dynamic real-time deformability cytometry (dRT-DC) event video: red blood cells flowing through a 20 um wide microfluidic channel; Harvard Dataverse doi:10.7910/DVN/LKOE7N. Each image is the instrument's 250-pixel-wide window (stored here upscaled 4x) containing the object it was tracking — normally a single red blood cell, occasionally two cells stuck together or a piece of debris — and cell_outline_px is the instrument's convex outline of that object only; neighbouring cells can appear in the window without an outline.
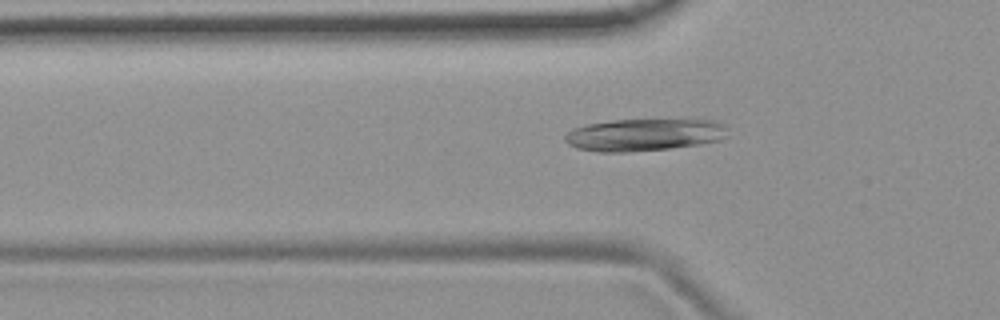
{"species": "common noctule bat (a hibernating species)", "species_latin": "Nyctalus noctula", "temperature_condition": "room temperature", "stored_images_in_passage": 41, "camera_frame_rate_fps": 3000, "um_per_image_px": 0.085, "animal": {"sex": "female", "body_mass_g": 19.9}, "frame": {"image": 1, "passage_image": 6, "time_ms": 1.667, "image_size_px": [1000, 320], "cell_outline_px": [[724, 136], [720, 140], [700, 144], [668, 148], [628, 152], [596, 152], [576, 148], [568, 144], [564, 140], [564, 136], [572, 128], [588, 124], [612, 120], [716, 120], [724, 124]], "centroid_in_image_um": [54.68, 11.46], "position_along_channel_um": 71.1, "area_um2": 30.4}}
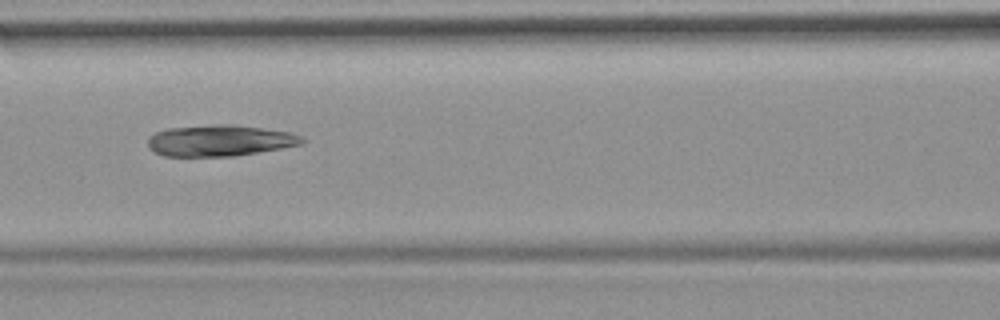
{"frame": {"image": 2, "passage_image": 12, "time_ms": 3.667, "image_size_px": [1000, 320], "cell_outline_px": [[304, 140], [300, 144], [280, 148], [232, 156], [164, 156], [152, 152], [148, 148], [148, 136], [156, 132], [168, 128], [220, 124], [232, 124], [288, 132], [300, 136]], "centroid_in_image_um": [18.58, 11.95], "position_along_channel_um": 148.0, "area_um2": 27.74}}
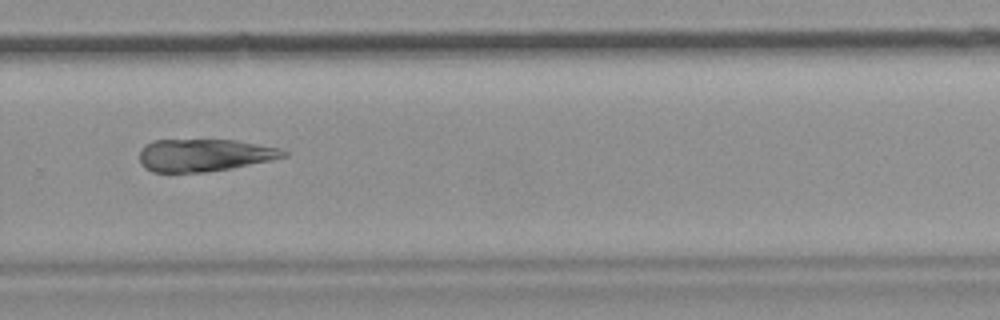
{"frame": {"image": 3, "passage_image": 25, "time_ms": 8.0, "image_size_px": [1000, 320], "cell_outline_px": [[288, 156], [272, 160], [232, 168], [204, 172], [152, 172], [144, 168], [140, 164], [140, 152], [144, 144], [152, 140], [236, 140], [280, 148], [288, 152]], "centroid_in_image_um": [17.36, 13.19], "position_along_channel_um": 312.4, "area_um2": 27.4}, "authors_computed_cell_mechanics": {"area_um2": 28.9, "velocity_mm_per_s": 3.8069, "shape_relaxation_time_tau1_ms": 5.5108, "shape_relaxation_time_tau2_ms": 5.1646, "deformation_change_tau1": 0.1118, "deformation_change_tau2": 0.1382}}